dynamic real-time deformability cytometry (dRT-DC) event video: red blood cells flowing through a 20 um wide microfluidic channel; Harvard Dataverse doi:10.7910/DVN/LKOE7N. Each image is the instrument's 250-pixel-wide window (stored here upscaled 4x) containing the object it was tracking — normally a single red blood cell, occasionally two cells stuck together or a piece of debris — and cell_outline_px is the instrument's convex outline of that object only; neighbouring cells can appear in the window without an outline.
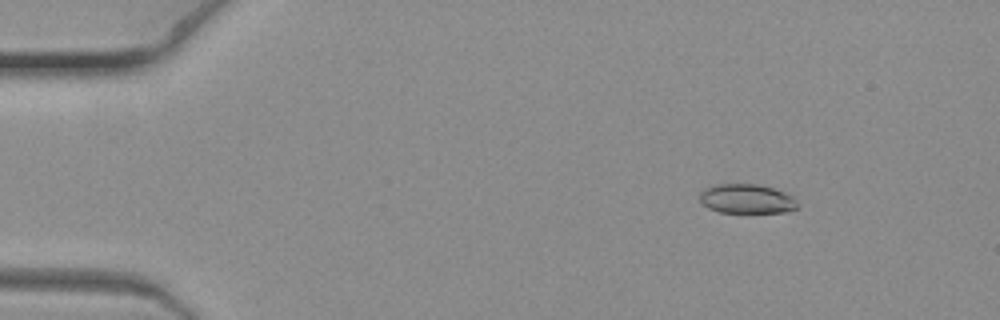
{"species": "common noctule bat (a hibernating species)", "species_latin": "Nyctalus noctula", "temperature_condition": "warm", "stored_images_in_passage": 8, "camera_frame_rate_fps": 3000, "um_per_image_px": 0.085, "animal": {"sex": "female", "body_mass_g": 19.3, "forearm_length_mm": 54.1}, "frame": {"image": 1, "passage_image": 4, "time_ms": 1.0, "image_size_px": [1000, 320], "cell_outline_px": [[800, 204], [796, 208], [788, 212], [720, 212], [708, 208], [700, 200], [700, 192], [704, 188], [716, 184], [756, 184], [772, 188], [784, 192], [792, 196]], "centroid_in_image_um": [63.48, 16.9], "position_along_channel_um": 21.5, "area_um2": 16.7}}
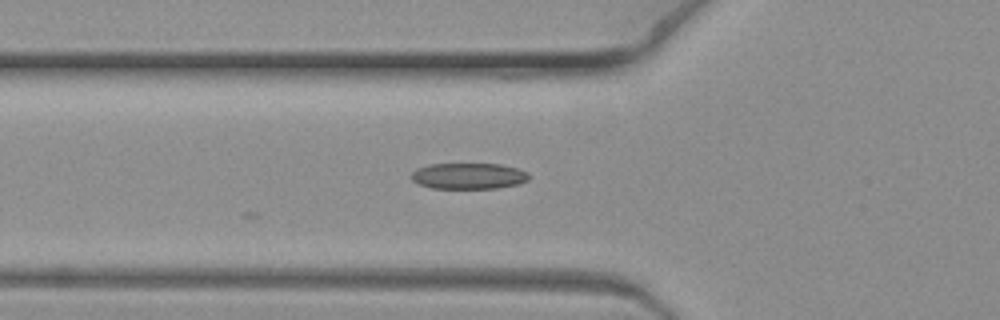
{"frame": {"image": 2, "passage_image": 8, "time_ms": 2.333, "image_size_px": [1000, 320], "cell_outline_px": [[528, 180], [516, 184], [496, 188], [432, 188], [420, 184], [412, 180], [408, 176], [416, 168], [428, 164], [500, 164], [516, 168], [528, 172]], "centroid_in_image_um": [39.77, 14.95], "position_along_channel_um": 86.0, "area_um2": 17.8}}